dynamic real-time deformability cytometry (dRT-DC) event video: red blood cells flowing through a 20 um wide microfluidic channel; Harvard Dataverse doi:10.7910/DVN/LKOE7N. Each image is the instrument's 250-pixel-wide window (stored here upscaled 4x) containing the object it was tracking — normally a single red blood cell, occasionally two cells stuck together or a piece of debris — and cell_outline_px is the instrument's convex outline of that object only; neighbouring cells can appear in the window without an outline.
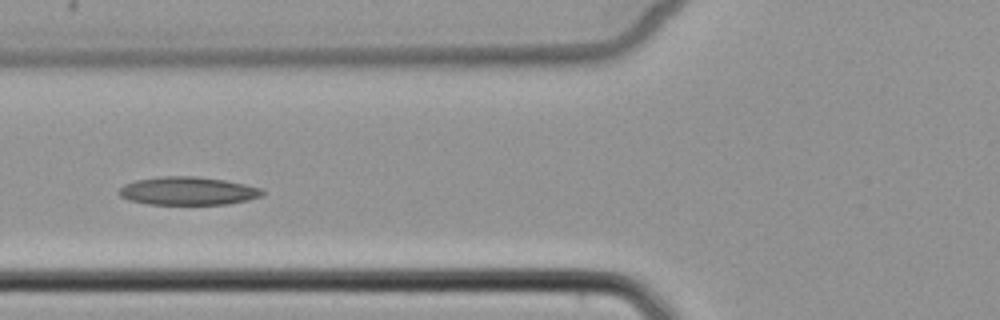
{"species": "common noctule bat (a hibernating species)", "species_latin": "Nyctalus noctula", "temperature_condition": "cold", "stored_images_in_passage": 5, "camera_frame_rate_fps": 3000, "um_per_image_px": 0.085, "animal": {"sex": "female", "body_mass_g": 22.7, "forearm_length_mm": 54.2}, "frame": {"image": 1, "passage_image": 5, "time_ms": 4.667, "image_size_px": [1000, 320], "cell_outline_px": [[264, 196], [248, 200], [228, 204], [148, 204], [128, 200], [120, 196], [116, 192], [124, 184], [136, 180], [160, 176], [196, 176], [224, 180], [244, 184], [260, 188], [264, 192]], "centroid_in_image_um": [15.95, 16.23], "position_along_channel_um": 109.8, "area_um2": 23.64}}